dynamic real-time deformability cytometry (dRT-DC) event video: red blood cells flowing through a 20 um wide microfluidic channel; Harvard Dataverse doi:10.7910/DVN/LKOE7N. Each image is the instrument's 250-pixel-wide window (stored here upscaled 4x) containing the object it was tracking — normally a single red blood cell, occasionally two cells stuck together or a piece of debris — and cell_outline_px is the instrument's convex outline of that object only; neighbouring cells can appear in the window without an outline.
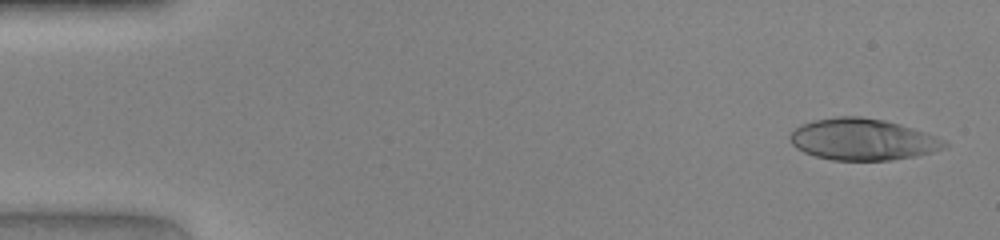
{"species": "human", "species_latin": "Homo sapiens", "temperature_condition": "warm", "stored_images_in_passage": 46, "camera_frame_rate_fps": 3000, "um_per_image_px": 0.085, "donor": {"sex": "female"}, "frame": {"image": 1, "passage_image": 2, "time_ms": 0.333, "image_size_px": [1000, 240], "cell_outline_px": [[948, 144], [944, 148], [932, 152], [916, 156], [892, 160], [832, 160], [816, 156], [804, 152], [796, 148], [788, 140], [788, 136], [800, 124], [812, 120], [836, 116], [860, 116], [884, 120], [900, 124], [936, 136], [944, 140]], "centroid_in_image_um": [73.29, 11.84], "position_along_channel_um": 11.7, "area_um2": 37.51}}
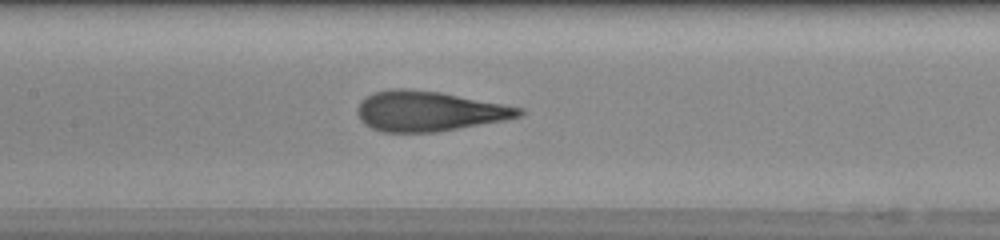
{"frame": {"image": 2, "passage_image": 22, "time_ms": 7.0, "image_size_px": [1000, 240], "cell_outline_px": [[524, 112], [520, 116], [504, 120], [436, 132], [384, 132], [372, 128], [364, 124], [360, 120], [356, 112], [356, 108], [360, 100], [372, 92], [392, 88], [404, 88], [440, 92], [524, 108]], "centroid_in_image_um": [36.4, 9.44], "position_along_channel_um": 171.0, "area_um2": 37.8}}
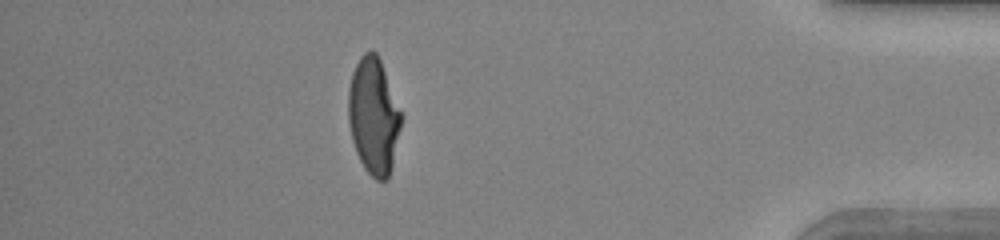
{"frame": {"image": 3, "passage_image": 41, "time_ms": 13.333, "image_size_px": [1000, 240], "cell_outline_px": [[400, 128], [392, 168], [388, 180], [376, 180], [364, 168], [356, 152], [352, 140], [348, 120], [348, 88], [352, 72], [360, 56], [364, 52], [372, 48], [376, 52], [380, 60], [400, 112]], "centroid_in_image_um": [31.72, 9.87], "position_along_channel_um": 403.5, "area_um2": 35.55}}